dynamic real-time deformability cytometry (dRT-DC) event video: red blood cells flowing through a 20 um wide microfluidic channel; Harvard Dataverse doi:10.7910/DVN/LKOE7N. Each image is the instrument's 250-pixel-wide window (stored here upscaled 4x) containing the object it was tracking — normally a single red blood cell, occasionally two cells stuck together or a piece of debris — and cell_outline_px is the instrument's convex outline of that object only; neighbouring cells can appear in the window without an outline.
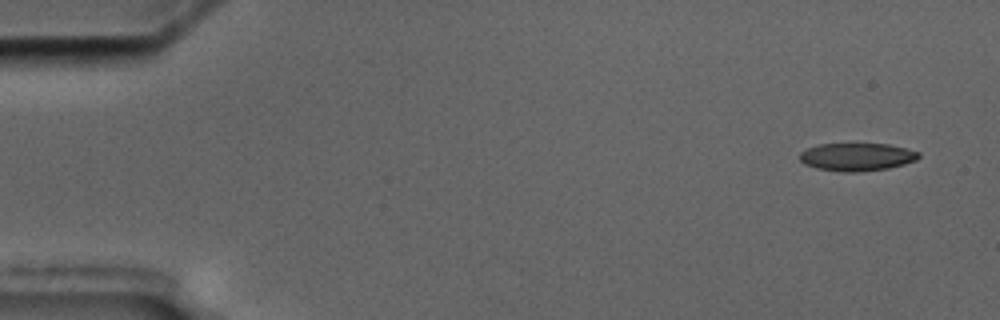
{"species": "common noctule bat (a hibernating species)", "species_latin": "Nyctalus noctula", "temperature_condition": "cold", "stored_images_in_passage": 6, "camera_frame_rate_fps": 3000, "um_per_image_px": 0.085, "animal": {"sex": "male", "body_mass_g": 17.5, "forearm_length_mm": 52.3}, "frame": {"image": 1, "passage_image": 1, "time_ms": 0.0, "image_size_px": [1000, 320], "cell_outline_px": [[920, 156], [916, 160], [904, 164], [888, 168], [856, 172], [840, 172], [816, 168], [804, 164], [800, 160], [800, 152], [808, 148], [820, 144], [888, 144], [920, 152]], "centroid_in_image_um": [72.82, 13.34], "position_along_channel_um": 12.2, "area_um2": 19.25}}
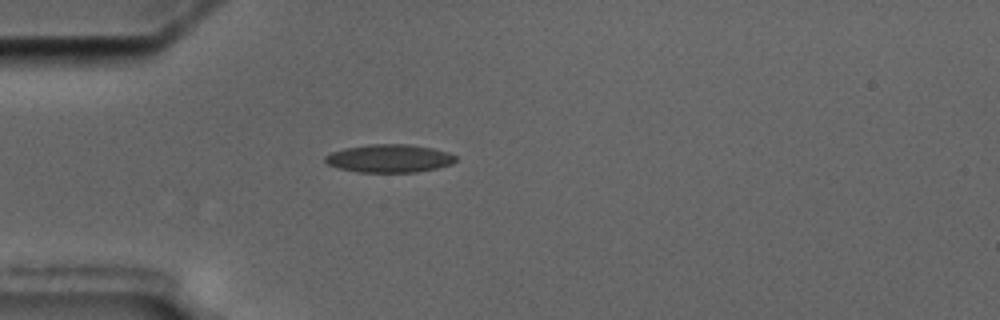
{"frame": {"image": 2, "passage_image": 5, "time_ms": 4.333, "image_size_px": [1000, 320], "cell_outline_px": [[456, 160], [452, 164], [436, 168], [416, 172], [360, 172], [340, 168], [328, 164], [324, 160], [324, 156], [332, 152], [344, 148], [368, 144], [408, 144], [432, 148], [448, 152], [456, 156]], "centroid_in_image_um": [33.09, 13.46], "position_along_channel_um": 51.9, "area_um2": 21.27}}